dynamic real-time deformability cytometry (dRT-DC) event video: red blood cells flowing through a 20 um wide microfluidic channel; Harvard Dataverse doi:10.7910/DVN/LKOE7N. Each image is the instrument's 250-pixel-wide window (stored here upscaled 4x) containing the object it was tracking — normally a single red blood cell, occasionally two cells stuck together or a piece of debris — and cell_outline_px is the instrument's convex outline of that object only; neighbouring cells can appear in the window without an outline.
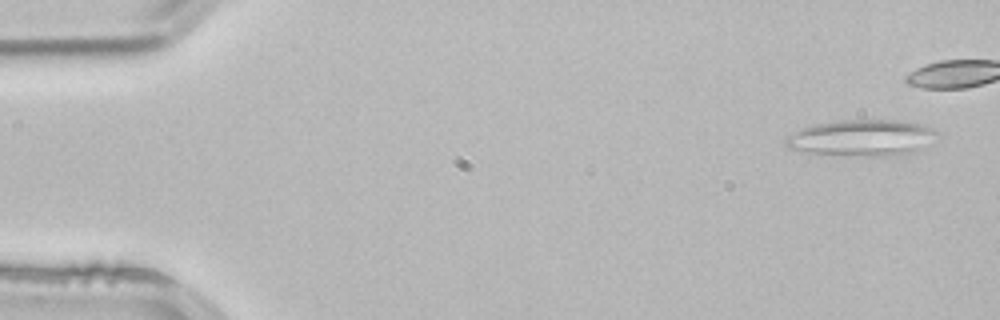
{"species": "common noctule bat (a hibernating species)", "species_latin": "Nyctalus noctula", "temperature_condition": "room temperature", "stored_images_in_passage": 5, "segment_of_instrument_passage": [2, 2], "camera_frame_rate_fps": 3000, "um_per_image_px": 0.085, "animal": {"sex": "male", "body_mass_g": 21.5, "forearm_length_mm": 52.0}, "frame": {"image": 1, "passage_image": 5, "time_ms": 1.333, "image_size_px": [1000, 320], "cell_outline_px": [[940, 136], [908, 156], [872, 156], [808, 152], [788, 148], [784, 144], [784, 140], [788, 136], [812, 124], [840, 120], [896, 120], [924, 124], [932, 128]], "centroid_in_image_um": [73.34, 11.72], "position_along_channel_um": 11.7, "area_um2": 32.08}}